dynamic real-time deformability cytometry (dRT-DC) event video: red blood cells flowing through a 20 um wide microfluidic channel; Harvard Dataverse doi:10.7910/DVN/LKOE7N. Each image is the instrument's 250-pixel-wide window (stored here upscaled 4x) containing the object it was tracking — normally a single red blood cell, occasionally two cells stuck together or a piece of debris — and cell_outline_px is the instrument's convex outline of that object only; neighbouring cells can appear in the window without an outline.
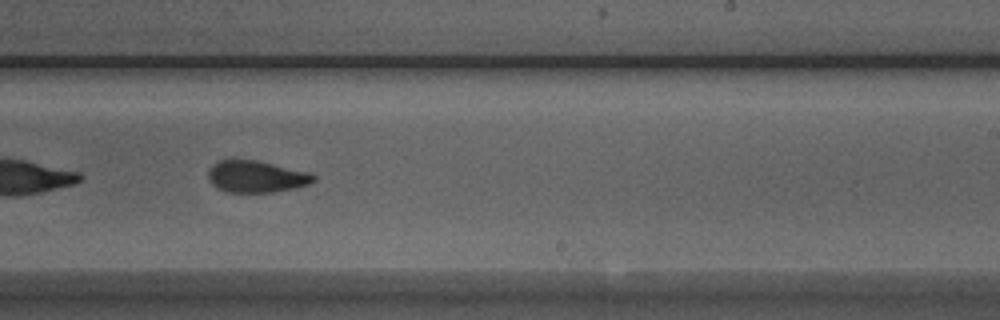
{"species": "Egyptian fruit bat (a non-hibernating species)", "species_latin": "Rousettus aegyptiacus", "temperature_condition": "room temperature", "stored_images_in_passage": 39, "camera_frame_rate_fps": 3000, "um_per_image_px": 0.085, "animal": {"sex": "male"}, "frame": {"image": 1, "passage_image": 17, "time_ms": 5.333, "image_size_px": [1000, 320], "cell_outline_px": [[316, 180], [308, 184], [292, 188], [272, 192], [224, 192], [216, 188], [208, 180], [208, 172], [212, 164], [216, 160], [256, 160], [308, 172], [316, 176]], "centroid_in_image_um": [21.73, 15.01], "position_along_channel_um": 267.3, "area_um2": 19.48}}
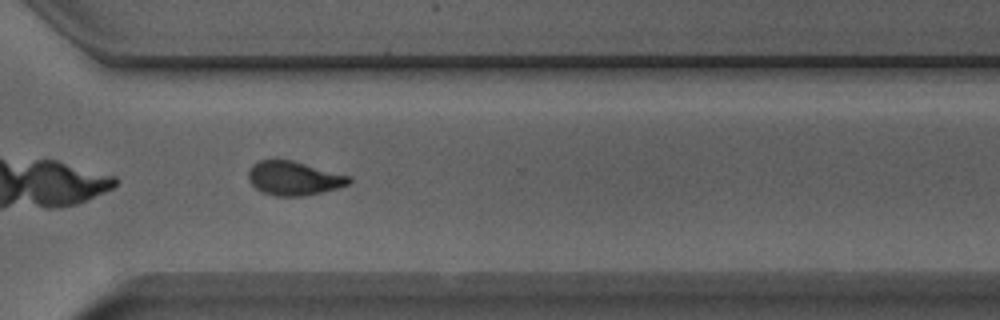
{"frame": {"image": 2, "passage_image": 23, "time_ms": 7.333, "image_size_px": [1000, 320], "cell_outline_px": [[352, 180], [348, 184], [336, 188], [304, 196], [276, 196], [264, 192], [256, 188], [248, 180], [248, 172], [252, 164], [260, 160], [292, 160], [352, 176]], "centroid_in_image_um": [24.98, 15.14], "position_along_channel_um": 345.6, "area_um2": 19.83}}
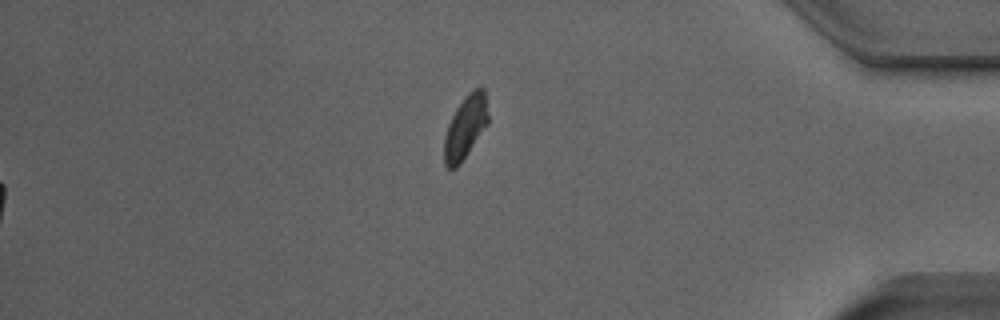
{"frame": {"image": 3, "passage_image": 39, "time_ms": 12.667, "image_size_px": [1000, 320], "cell_outline_px": [[488, 124], [460, 164], [456, 168], [448, 168], [444, 164], [444, 136], [448, 124], [456, 108], [464, 96], [472, 88], [484, 88], [488, 112]], "centroid_in_image_um": [39.56, 10.79], "position_along_channel_um": 395.6, "area_um2": 16.24}, "authors_computed_cell_mechanics": {"area_um2": 19.8832, "velocity_mm_per_s": 3.9208, "shape_relaxation_time_tau1_ms": 8.7028, "shape_relaxation_time_tau2_ms": 1.77, "deformation_change_tau1": 0.227, "deformation_change_tau2": 0.0917}}